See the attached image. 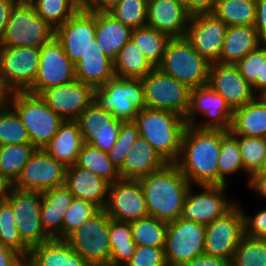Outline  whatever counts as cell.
<instances>
[{"mask_svg":"<svg viewBox=\"0 0 266 266\" xmlns=\"http://www.w3.org/2000/svg\"><path fill=\"white\" fill-rule=\"evenodd\" d=\"M220 145L221 129L186 126L175 164L191 185H218Z\"/></svg>","mask_w":266,"mask_h":266,"instance_id":"cell-1","label":"cell"},{"mask_svg":"<svg viewBox=\"0 0 266 266\" xmlns=\"http://www.w3.org/2000/svg\"><path fill=\"white\" fill-rule=\"evenodd\" d=\"M149 216L165 222L176 221L182 213L186 194L192 186L175 163L139 179Z\"/></svg>","mask_w":266,"mask_h":266,"instance_id":"cell-2","label":"cell"},{"mask_svg":"<svg viewBox=\"0 0 266 266\" xmlns=\"http://www.w3.org/2000/svg\"><path fill=\"white\" fill-rule=\"evenodd\" d=\"M134 122L140 137L145 139L167 162L176 163L180 157L186 124L184 117L161 109L145 107L139 110Z\"/></svg>","mask_w":266,"mask_h":266,"instance_id":"cell-3","label":"cell"},{"mask_svg":"<svg viewBox=\"0 0 266 266\" xmlns=\"http://www.w3.org/2000/svg\"><path fill=\"white\" fill-rule=\"evenodd\" d=\"M8 104L20 116L27 129L30 143L36 149H44L64 122L40 95L27 91L11 92Z\"/></svg>","mask_w":266,"mask_h":266,"instance_id":"cell-4","label":"cell"},{"mask_svg":"<svg viewBox=\"0 0 266 266\" xmlns=\"http://www.w3.org/2000/svg\"><path fill=\"white\" fill-rule=\"evenodd\" d=\"M210 65L211 63L182 37L171 38L168 41L158 67L167 75L194 89L208 84Z\"/></svg>","mask_w":266,"mask_h":266,"instance_id":"cell-5","label":"cell"},{"mask_svg":"<svg viewBox=\"0 0 266 266\" xmlns=\"http://www.w3.org/2000/svg\"><path fill=\"white\" fill-rule=\"evenodd\" d=\"M110 220L106 211L100 209L65 238L90 266H110Z\"/></svg>","mask_w":266,"mask_h":266,"instance_id":"cell-6","label":"cell"},{"mask_svg":"<svg viewBox=\"0 0 266 266\" xmlns=\"http://www.w3.org/2000/svg\"><path fill=\"white\" fill-rule=\"evenodd\" d=\"M95 101L118 120L133 121L146 107L142 80L115 76L95 89Z\"/></svg>","mask_w":266,"mask_h":266,"instance_id":"cell-7","label":"cell"},{"mask_svg":"<svg viewBox=\"0 0 266 266\" xmlns=\"http://www.w3.org/2000/svg\"><path fill=\"white\" fill-rule=\"evenodd\" d=\"M141 80L146 107L168 110L185 117L191 91L186 84L167 75L159 67H154Z\"/></svg>","mask_w":266,"mask_h":266,"instance_id":"cell-8","label":"cell"},{"mask_svg":"<svg viewBox=\"0 0 266 266\" xmlns=\"http://www.w3.org/2000/svg\"><path fill=\"white\" fill-rule=\"evenodd\" d=\"M54 36L33 6L16 5L9 17L0 46L40 48Z\"/></svg>","mask_w":266,"mask_h":266,"instance_id":"cell-9","label":"cell"},{"mask_svg":"<svg viewBox=\"0 0 266 266\" xmlns=\"http://www.w3.org/2000/svg\"><path fill=\"white\" fill-rule=\"evenodd\" d=\"M40 48L0 46V78L11 93L27 91L36 79Z\"/></svg>","mask_w":266,"mask_h":266,"instance_id":"cell-10","label":"cell"},{"mask_svg":"<svg viewBox=\"0 0 266 266\" xmlns=\"http://www.w3.org/2000/svg\"><path fill=\"white\" fill-rule=\"evenodd\" d=\"M244 236L243 211L238 202L223 216L206 225L204 254L232 262Z\"/></svg>","mask_w":266,"mask_h":266,"instance_id":"cell-11","label":"cell"},{"mask_svg":"<svg viewBox=\"0 0 266 266\" xmlns=\"http://www.w3.org/2000/svg\"><path fill=\"white\" fill-rule=\"evenodd\" d=\"M42 197V192L21 190L12 186L5 198L11 204L22 240L30 248L51 239L41 224Z\"/></svg>","mask_w":266,"mask_h":266,"instance_id":"cell-12","label":"cell"},{"mask_svg":"<svg viewBox=\"0 0 266 266\" xmlns=\"http://www.w3.org/2000/svg\"><path fill=\"white\" fill-rule=\"evenodd\" d=\"M206 226L178 218L168 223L165 259L168 266H182L204 254Z\"/></svg>","mask_w":266,"mask_h":266,"instance_id":"cell-13","label":"cell"},{"mask_svg":"<svg viewBox=\"0 0 266 266\" xmlns=\"http://www.w3.org/2000/svg\"><path fill=\"white\" fill-rule=\"evenodd\" d=\"M198 112L207 119L205 122L198 121ZM232 119L233 111L227 105L224 98L208 85L191 89L189 108L184 117L187 126L193 125L200 129L230 131Z\"/></svg>","mask_w":266,"mask_h":266,"instance_id":"cell-14","label":"cell"},{"mask_svg":"<svg viewBox=\"0 0 266 266\" xmlns=\"http://www.w3.org/2000/svg\"><path fill=\"white\" fill-rule=\"evenodd\" d=\"M76 80L75 64L68 58L61 43L53 36L40 47L36 79L27 92L39 95L47 88Z\"/></svg>","mask_w":266,"mask_h":266,"instance_id":"cell-15","label":"cell"},{"mask_svg":"<svg viewBox=\"0 0 266 266\" xmlns=\"http://www.w3.org/2000/svg\"><path fill=\"white\" fill-rule=\"evenodd\" d=\"M198 187L202 192L194 193L191 186L188 189L180 218L206 226L223 216L238 202L226 198L227 185H198Z\"/></svg>","mask_w":266,"mask_h":266,"instance_id":"cell-16","label":"cell"},{"mask_svg":"<svg viewBox=\"0 0 266 266\" xmlns=\"http://www.w3.org/2000/svg\"><path fill=\"white\" fill-rule=\"evenodd\" d=\"M67 167L44 149H36L13 184L17 189L45 192L65 185Z\"/></svg>","mask_w":266,"mask_h":266,"instance_id":"cell-17","label":"cell"},{"mask_svg":"<svg viewBox=\"0 0 266 266\" xmlns=\"http://www.w3.org/2000/svg\"><path fill=\"white\" fill-rule=\"evenodd\" d=\"M95 33L96 12H89L82 8L54 30V36L74 64L79 61L82 55L98 44Z\"/></svg>","mask_w":266,"mask_h":266,"instance_id":"cell-18","label":"cell"},{"mask_svg":"<svg viewBox=\"0 0 266 266\" xmlns=\"http://www.w3.org/2000/svg\"><path fill=\"white\" fill-rule=\"evenodd\" d=\"M228 25L214 13L191 16L185 38L209 63H219Z\"/></svg>","mask_w":266,"mask_h":266,"instance_id":"cell-19","label":"cell"},{"mask_svg":"<svg viewBox=\"0 0 266 266\" xmlns=\"http://www.w3.org/2000/svg\"><path fill=\"white\" fill-rule=\"evenodd\" d=\"M108 216L121 222H132L149 215L139 179H120L109 186Z\"/></svg>","mask_w":266,"mask_h":266,"instance_id":"cell-20","label":"cell"},{"mask_svg":"<svg viewBox=\"0 0 266 266\" xmlns=\"http://www.w3.org/2000/svg\"><path fill=\"white\" fill-rule=\"evenodd\" d=\"M39 95L64 121L77 120L95 100V89L76 79L63 85L47 88Z\"/></svg>","mask_w":266,"mask_h":266,"instance_id":"cell-21","label":"cell"},{"mask_svg":"<svg viewBox=\"0 0 266 266\" xmlns=\"http://www.w3.org/2000/svg\"><path fill=\"white\" fill-rule=\"evenodd\" d=\"M76 121L80 126L84 143L104 152H109L114 146L122 123L109 111L104 110L95 100Z\"/></svg>","mask_w":266,"mask_h":266,"instance_id":"cell-22","label":"cell"},{"mask_svg":"<svg viewBox=\"0 0 266 266\" xmlns=\"http://www.w3.org/2000/svg\"><path fill=\"white\" fill-rule=\"evenodd\" d=\"M207 85L224 98L232 111L243 107L257 96L236 64L212 63Z\"/></svg>","mask_w":266,"mask_h":266,"instance_id":"cell-23","label":"cell"},{"mask_svg":"<svg viewBox=\"0 0 266 266\" xmlns=\"http://www.w3.org/2000/svg\"><path fill=\"white\" fill-rule=\"evenodd\" d=\"M191 15L182 0H148L147 26L170 38L185 37Z\"/></svg>","mask_w":266,"mask_h":266,"instance_id":"cell-24","label":"cell"},{"mask_svg":"<svg viewBox=\"0 0 266 266\" xmlns=\"http://www.w3.org/2000/svg\"><path fill=\"white\" fill-rule=\"evenodd\" d=\"M65 186L74 197L90 201L100 209H105L110 184L88 169L77 164L67 167Z\"/></svg>","mask_w":266,"mask_h":266,"instance_id":"cell-25","label":"cell"},{"mask_svg":"<svg viewBox=\"0 0 266 266\" xmlns=\"http://www.w3.org/2000/svg\"><path fill=\"white\" fill-rule=\"evenodd\" d=\"M167 164L157 151L140 137L128 152L119 175L121 179H140L163 169Z\"/></svg>","mask_w":266,"mask_h":266,"instance_id":"cell-26","label":"cell"},{"mask_svg":"<svg viewBox=\"0 0 266 266\" xmlns=\"http://www.w3.org/2000/svg\"><path fill=\"white\" fill-rule=\"evenodd\" d=\"M41 224L51 238L62 239V222L74 195L65 186L42 192Z\"/></svg>","mask_w":266,"mask_h":266,"instance_id":"cell-27","label":"cell"},{"mask_svg":"<svg viewBox=\"0 0 266 266\" xmlns=\"http://www.w3.org/2000/svg\"><path fill=\"white\" fill-rule=\"evenodd\" d=\"M31 266H90L65 239L51 238L30 248Z\"/></svg>","mask_w":266,"mask_h":266,"instance_id":"cell-28","label":"cell"},{"mask_svg":"<svg viewBox=\"0 0 266 266\" xmlns=\"http://www.w3.org/2000/svg\"><path fill=\"white\" fill-rule=\"evenodd\" d=\"M84 144L80 126L76 120H65L44 150L66 167L76 164Z\"/></svg>","mask_w":266,"mask_h":266,"instance_id":"cell-29","label":"cell"},{"mask_svg":"<svg viewBox=\"0 0 266 266\" xmlns=\"http://www.w3.org/2000/svg\"><path fill=\"white\" fill-rule=\"evenodd\" d=\"M76 79L94 89L115 77L114 62L101 50L99 44L81 56L75 64Z\"/></svg>","mask_w":266,"mask_h":266,"instance_id":"cell-30","label":"cell"},{"mask_svg":"<svg viewBox=\"0 0 266 266\" xmlns=\"http://www.w3.org/2000/svg\"><path fill=\"white\" fill-rule=\"evenodd\" d=\"M263 43L254 26H228L219 63L237 64Z\"/></svg>","mask_w":266,"mask_h":266,"instance_id":"cell-31","label":"cell"},{"mask_svg":"<svg viewBox=\"0 0 266 266\" xmlns=\"http://www.w3.org/2000/svg\"><path fill=\"white\" fill-rule=\"evenodd\" d=\"M132 29L125 26L109 13L96 12L95 39L104 54L112 61L131 39Z\"/></svg>","mask_w":266,"mask_h":266,"instance_id":"cell-32","label":"cell"},{"mask_svg":"<svg viewBox=\"0 0 266 266\" xmlns=\"http://www.w3.org/2000/svg\"><path fill=\"white\" fill-rule=\"evenodd\" d=\"M230 132L266 138V105L256 96L243 107L235 109Z\"/></svg>","mask_w":266,"mask_h":266,"instance_id":"cell-33","label":"cell"},{"mask_svg":"<svg viewBox=\"0 0 266 266\" xmlns=\"http://www.w3.org/2000/svg\"><path fill=\"white\" fill-rule=\"evenodd\" d=\"M113 62L115 76L119 78L142 79L154 68L131 39Z\"/></svg>","mask_w":266,"mask_h":266,"instance_id":"cell-34","label":"cell"},{"mask_svg":"<svg viewBox=\"0 0 266 266\" xmlns=\"http://www.w3.org/2000/svg\"><path fill=\"white\" fill-rule=\"evenodd\" d=\"M245 172L241 149L237 138L230 132L221 129V145L218 157V185H228V176Z\"/></svg>","mask_w":266,"mask_h":266,"instance_id":"cell-35","label":"cell"},{"mask_svg":"<svg viewBox=\"0 0 266 266\" xmlns=\"http://www.w3.org/2000/svg\"><path fill=\"white\" fill-rule=\"evenodd\" d=\"M110 266H125L135 252L130 222H109Z\"/></svg>","mask_w":266,"mask_h":266,"instance_id":"cell-36","label":"cell"},{"mask_svg":"<svg viewBox=\"0 0 266 266\" xmlns=\"http://www.w3.org/2000/svg\"><path fill=\"white\" fill-rule=\"evenodd\" d=\"M170 39L166 33L147 25L133 29L131 33V40L154 67H158L162 62L166 45Z\"/></svg>","mask_w":266,"mask_h":266,"instance_id":"cell-37","label":"cell"},{"mask_svg":"<svg viewBox=\"0 0 266 266\" xmlns=\"http://www.w3.org/2000/svg\"><path fill=\"white\" fill-rule=\"evenodd\" d=\"M36 148L31 143L0 146V172L13 185Z\"/></svg>","mask_w":266,"mask_h":266,"instance_id":"cell-38","label":"cell"},{"mask_svg":"<svg viewBox=\"0 0 266 266\" xmlns=\"http://www.w3.org/2000/svg\"><path fill=\"white\" fill-rule=\"evenodd\" d=\"M76 164L98 175L110 185L120 180L119 171L104 152L89 144H83Z\"/></svg>","mask_w":266,"mask_h":266,"instance_id":"cell-39","label":"cell"},{"mask_svg":"<svg viewBox=\"0 0 266 266\" xmlns=\"http://www.w3.org/2000/svg\"><path fill=\"white\" fill-rule=\"evenodd\" d=\"M213 13L228 26H254L256 1L218 0Z\"/></svg>","mask_w":266,"mask_h":266,"instance_id":"cell-40","label":"cell"},{"mask_svg":"<svg viewBox=\"0 0 266 266\" xmlns=\"http://www.w3.org/2000/svg\"><path fill=\"white\" fill-rule=\"evenodd\" d=\"M130 224L136 246L165 247L168 222L148 215Z\"/></svg>","mask_w":266,"mask_h":266,"instance_id":"cell-41","label":"cell"},{"mask_svg":"<svg viewBox=\"0 0 266 266\" xmlns=\"http://www.w3.org/2000/svg\"><path fill=\"white\" fill-rule=\"evenodd\" d=\"M32 6L36 13L55 30L81 8V0H37Z\"/></svg>","mask_w":266,"mask_h":266,"instance_id":"cell-42","label":"cell"},{"mask_svg":"<svg viewBox=\"0 0 266 266\" xmlns=\"http://www.w3.org/2000/svg\"><path fill=\"white\" fill-rule=\"evenodd\" d=\"M0 244L21 257H28L30 252V247L19 234L11 204L6 199L0 200Z\"/></svg>","mask_w":266,"mask_h":266,"instance_id":"cell-43","label":"cell"},{"mask_svg":"<svg viewBox=\"0 0 266 266\" xmlns=\"http://www.w3.org/2000/svg\"><path fill=\"white\" fill-rule=\"evenodd\" d=\"M30 143L26 127L17 112L7 104L0 109V146Z\"/></svg>","mask_w":266,"mask_h":266,"instance_id":"cell-44","label":"cell"},{"mask_svg":"<svg viewBox=\"0 0 266 266\" xmlns=\"http://www.w3.org/2000/svg\"><path fill=\"white\" fill-rule=\"evenodd\" d=\"M241 149L244 171L248 179L260 171L266 159V138L234 135Z\"/></svg>","mask_w":266,"mask_h":266,"instance_id":"cell-45","label":"cell"},{"mask_svg":"<svg viewBox=\"0 0 266 266\" xmlns=\"http://www.w3.org/2000/svg\"><path fill=\"white\" fill-rule=\"evenodd\" d=\"M231 266H266V240L244 236L235 250Z\"/></svg>","mask_w":266,"mask_h":266,"instance_id":"cell-46","label":"cell"},{"mask_svg":"<svg viewBox=\"0 0 266 266\" xmlns=\"http://www.w3.org/2000/svg\"><path fill=\"white\" fill-rule=\"evenodd\" d=\"M148 0H120L109 14L125 26L137 29L147 24Z\"/></svg>","mask_w":266,"mask_h":266,"instance_id":"cell-47","label":"cell"},{"mask_svg":"<svg viewBox=\"0 0 266 266\" xmlns=\"http://www.w3.org/2000/svg\"><path fill=\"white\" fill-rule=\"evenodd\" d=\"M138 138H140V133L134 120L122 121L117 141L108 152L109 159L118 171L122 168L128 152Z\"/></svg>","mask_w":266,"mask_h":266,"instance_id":"cell-48","label":"cell"},{"mask_svg":"<svg viewBox=\"0 0 266 266\" xmlns=\"http://www.w3.org/2000/svg\"><path fill=\"white\" fill-rule=\"evenodd\" d=\"M100 208L94 203L74 197L71 206L64 215L62 222V239L93 217Z\"/></svg>","mask_w":266,"mask_h":266,"instance_id":"cell-49","label":"cell"},{"mask_svg":"<svg viewBox=\"0 0 266 266\" xmlns=\"http://www.w3.org/2000/svg\"><path fill=\"white\" fill-rule=\"evenodd\" d=\"M165 247L136 246L125 266H167Z\"/></svg>","mask_w":266,"mask_h":266,"instance_id":"cell-50","label":"cell"},{"mask_svg":"<svg viewBox=\"0 0 266 266\" xmlns=\"http://www.w3.org/2000/svg\"><path fill=\"white\" fill-rule=\"evenodd\" d=\"M241 75L251 85L256 79H261L262 45L248 53L237 64Z\"/></svg>","mask_w":266,"mask_h":266,"instance_id":"cell-51","label":"cell"},{"mask_svg":"<svg viewBox=\"0 0 266 266\" xmlns=\"http://www.w3.org/2000/svg\"><path fill=\"white\" fill-rule=\"evenodd\" d=\"M241 209L244 217V235L266 240V209L255 213L252 217L244 213L242 207Z\"/></svg>","mask_w":266,"mask_h":266,"instance_id":"cell-52","label":"cell"},{"mask_svg":"<svg viewBox=\"0 0 266 266\" xmlns=\"http://www.w3.org/2000/svg\"><path fill=\"white\" fill-rule=\"evenodd\" d=\"M218 0H182L187 12L191 15L213 13Z\"/></svg>","mask_w":266,"mask_h":266,"instance_id":"cell-53","label":"cell"},{"mask_svg":"<svg viewBox=\"0 0 266 266\" xmlns=\"http://www.w3.org/2000/svg\"><path fill=\"white\" fill-rule=\"evenodd\" d=\"M120 0H81V8L89 12L108 13Z\"/></svg>","mask_w":266,"mask_h":266,"instance_id":"cell-54","label":"cell"},{"mask_svg":"<svg viewBox=\"0 0 266 266\" xmlns=\"http://www.w3.org/2000/svg\"><path fill=\"white\" fill-rule=\"evenodd\" d=\"M254 27L263 42L266 43V0L256 1V19Z\"/></svg>","mask_w":266,"mask_h":266,"instance_id":"cell-55","label":"cell"},{"mask_svg":"<svg viewBox=\"0 0 266 266\" xmlns=\"http://www.w3.org/2000/svg\"><path fill=\"white\" fill-rule=\"evenodd\" d=\"M182 266H231V261L203 254Z\"/></svg>","mask_w":266,"mask_h":266,"instance_id":"cell-56","label":"cell"},{"mask_svg":"<svg viewBox=\"0 0 266 266\" xmlns=\"http://www.w3.org/2000/svg\"><path fill=\"white\" fill-rule=\"evenodd\" d=\"M16 5L14 0H0V41L5 33L11 12Z\"/></svg>","mask_w":266,"mask_h":266,"instance_id":"cell-57","label":"cell"},{"mask_svg":"<svg viewBox=\"0 0 266 266\" xmlns=\"http://www.w3.org/2000/svg\"><path fill=\"white\" fill-rule=\"evenodd\" d=\"M253 92L258 95L263 90H266V43L262 44V70L261 79H256L251 84Z\"/></svg>","mask_w":266,"mask_h":266,"instance_id":"cell-58","label":"cell"},{"mask_svg":"<svg viewBox=\"0 0 266 266\" xmlns=\"http://www.w3.org/2000/svg\"><path fill=\"white\" fill-rule=\"evenodd\" d=\"M247 181L249 188L266 199V174H253Z\"/></svg>","mask_w":266,"mask_h":266,"instance_id":"cell-59","label":"cell"},{"mask_svg":"<svg viewBox=\"0 0 266 266\" xmlns=\"http://www.w3.org/2000/svg\"><path fill=\"white\" fill-rule=\"evenodd\" d=\"M21 256L0 244V266H13Z\"/></svg>","mask_w":266,"mask_h":266,"instance_id":"cell-60","label":"cell"},{"mask_svg":"<svg viewBox=\"0 0 266 266\" xmlns=\"http://www.w3.org/2000/svg\"><path fill=\"white\" fill-rule=\"evenodd\" d=\"M13 185L0 172V200H4Z\"/></svg>","mask_w":266,"mask_h":266,"instance_id":"cell-61","label":"cell"},{"mask_svg":"<svg viewBox=\"0 0 266 266\" xmlns=\"http://www.w3.org/2000/svg\"><path fill=\"white\" fill-rule=\"evenodd\" d=\"M9 94L10 92L3 86L0 78V109L8 104Z\"/></svg>","mask_w":266,"mask_h":266,"instance_id":"cell-62","label":"cell"},{"mask_svg":"<svg viewBox=\"0 0 266 266\" xmlns=\"http://www.w3.org/2000/svg\"><path fill=\"white\" fill-rule=\"evenodd\" d=\"M13 266H31L28 257H21Z\"/></svg>","mask_w":266,"mask_h":266,"instance_id":"cell-63","label":"cell"},{"mask_svg":"<svg viewBox=\"0 0 266 266\" xmlns=\"http://www.w3.org/2000/svg\"><path fill=\"white\" fill-rule=\"evenodd\" d=\"M17 5L32 6L37 0H14Z\"/></svg>","mask_w":266,"mask_h":266,"instance_id":"cell-64","label":"cell"},{"mask_svg":"<svg viewBox=\"0 0 266 266\" xmlns=\"http://www.w3.org/2000/svg\"><path fill=\"white\" fill-rule=\"evenodd\" d=\"M257 97L266 105V90L260 92Z\"/></svg>","mask_w":266,"mask_h":266,"instance_id":"cell-65","label":"cell"},{"mask_svg":"<svg viewBox=\"0 0 266 266\" xmlns=\"http://www.w3.org/2000/svg\"><path fill=\"white\" fill-rule=\"evenodd\" d=\"M255 174H266V159L264 161L263 167L260 169V171L256 172Z\"/></svg>","mask_w":266,"mask_h":266,"instance_id":"cell-66","label":"cell"}]
</instances>
